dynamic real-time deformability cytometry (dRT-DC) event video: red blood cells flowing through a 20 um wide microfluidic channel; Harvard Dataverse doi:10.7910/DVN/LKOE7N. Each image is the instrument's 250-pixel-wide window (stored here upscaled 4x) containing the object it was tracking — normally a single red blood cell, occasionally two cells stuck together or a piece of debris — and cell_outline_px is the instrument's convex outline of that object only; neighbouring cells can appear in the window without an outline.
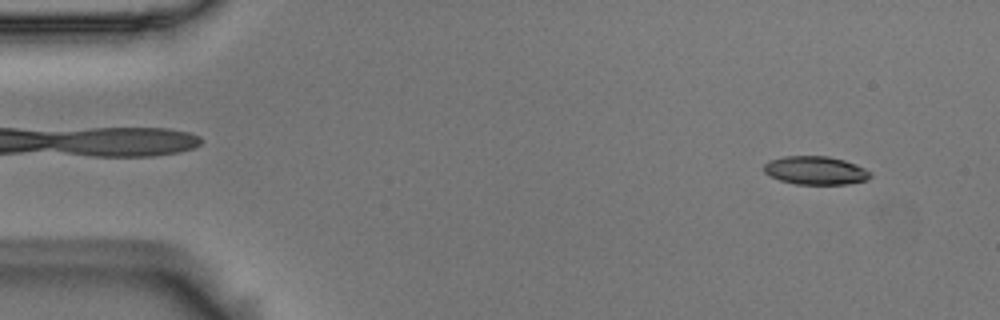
{"species": "Egyptian fruit bat (a non-hibernating species)", "species_latin": "Rousettus aegyptiacus", "temperature_condition": "room temperature", "stored_images_in_passage": 50, "camera_frame_rate_fps": 3000, "um_per_image_px": 0.085, "animal": {"sex": "male"}, "frame": {"image": 1, "passage_image": 1, "time_ms": 0.0, "image_size_px": [1000, 320], "cell_outline_px": [[872, 176], [868, 180], [848, 184], [796, 184], [780, 180], [768, 176], [764, 172], [764, 164], [772, 160], [784, 156], [828, 156], [844, 160], [856, 164], [872, 172]], "centroid_in_image_um": [69.35, 14.49], "position_along_channel_um": 15.7, "area_um2": 17.69}}
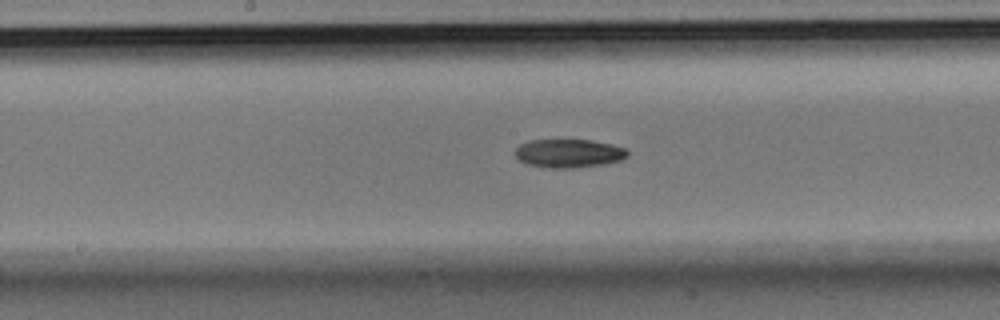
{"frame": {"image": 2, "passage_image": 24, "time_ms": 7.667, "image_size_px": [1000, 320], "cell_outline_px": [[628, 156], [620, 160], [604, 164], [572, 168], [548, 168], [528, 164], [520, 160], [516, 156], [516, 148], [520, 144], [528, 140], [592, 140], [612, 144], [624, 148], [628, 152]], "centroid_in_image_um": [48.35, 13.03], "position_along_channel_um": 199.9, "area_um2": 18.61}}
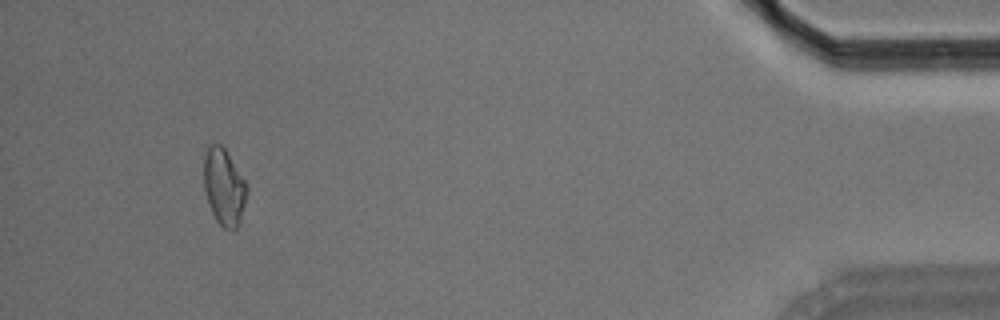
{"frame": {"image": 3, "passage_image": 47, "time_ms": 15.333, "image_size_px": [1000, 320], "cell_outline_px": [[248, 192], [240, 224], [232, 232], [224, 228], [216, 220], [212, 212], [204, 188], [204, 156], [208, 144], [220, 144], [224, 148], [244, 180], [248, 188]], "centroid_in_image_um": [19.05, 15.92], "position_along_channel_um": 416.2, "area_um2": 19.19}, "authors_computed_cell_mechanics": {"area_um2": 18.6694, "velocity_mm_per_s": 3.7141, "shape_relaxation_time_tau1_ms": 7.683, "shape_relaxation_time_tau2_ms": null, "deformation_change_tau1": 0.1758, "deformation_change_tau2": null}}